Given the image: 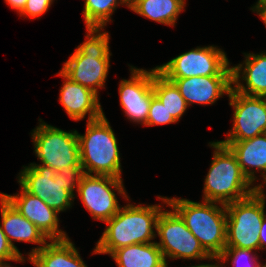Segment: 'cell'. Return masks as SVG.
I'll return each instance as SVG.
<instances>
[{"label": "cell", "instance_id": "1", "mask_svg": "<svg viewBox=\"0 0 266 267\" xmlns=\"http://www.w3.org/2000/svg\"><path fill=\"white\" fill-rule=\"evenodd\" d=\"M162 211L159 205L127 204L109 220L94 249L95 254L111 255L115 250L132 244L152 243L156 236L157 219Z\"/></svg>", "mask_w": 266, "mask_h": 267}, {"label": "cell", "instance_id": "2", "mask_svg": "<svg viewBox=\"0 0 266 267\" xmlns=\"http://www.w3.org/2000/svg\"><path fill=\"white\" fill-rule=\"evenodd\" d=\"M185 221L187 228L199 240L203 249L214 259L226 248V206L216 202H193L188 199L160 198Z\"/></svg>", "mask_w": 266, "mask_h": 267}, {"label": "cell", "instance_id": "3", "mask_svg": "<svg viewBox=\"0 0 266 267\" xmlns=\"http://www.w3.org/2000/svg\"><path fill=\"white\" fill-rule=\"evenodd\" d=\"M215 149L211 167L204 181V200L227 205L244 199L257 189H263L262 184L253 186L244 175L231 149L221 142H212Z\"/></svg>", "mask_w": 266, "mask_h": 267}, {"label": "cell", "instance_id": "4", "mask_svg": "<svg viewBox=\"0 0 266 267\" xmlns=\"http://www.w3.org/2000/svg\"><path fill=\"white\" fill-rule=\"evenodd\" d=\"M103 28L87 27L85 42L75 49L61 71L72 81L98 95L104 87L110 67L109 34Z\"/></svg>", "mask_w": 266, "mask_h": 267}, {"label": "cell", "instance_id": "5", "mask_svg": "<svg viewBox=\"0 0 266 267\" xmlns=\"http://www.w3.org/2000/svg\"><path fill=\"white\" fill-rule=\"evenodd\" d=\"M77 135L80 164L84 174L121 178L117 138L104 114L87 122L85 135L78 132Z\"/></svg>", "mask_w": 266, "mask_h": 267}, {"label": "cell", "instance_id": "6", "mask_svg": "<svg viewBox=\"0 0 266 267\" xmlns=\"http://www.w3.org/2000/svg\"><path fill=\"white\" fill-rule=\"evenodd\" d=\"M265 198L263 189H257L248 197L225 205L226 248L260 250Z\"/></svg>", "mask_w": 266, "mask_h": 267}, {"label": "cell", "instance_id": "7", "mask_svg": "<svg viewBox=\"0 0 266 267\" xmlns=\"http://www.w3.org/2000/svg\"><path fill=\"white\" fill-rule=\"evenodd\" d=\"M34 151L42 165L56 172L81 166L77 131L65 132L42 122L33 130Z\"/></svg>", "mask_w": 266, "mask_h": 267}, {"label": "cell", "instance_id": "8", "mask_svg": "<svg viewBox=\"0 0 266 267\" xmlns=\"http://www.w3.org/2000/svg\"><path fill=\"white\" fill-rule=\"evenodd\" d=\"M156 232L160 237V242H156V244L160 248L166 264L167 257L213 260L174 209L161 211L157 219Z\"/></svg>", "mask_w": 266, "mask_h": 267}, {"label": "cell", "instance_id": "9", "mask_svg": "<svg viewBox=\"0 0 266 267\" xmlns=\"http://www.w3.org/2000/svg\"><path fill=\"white\" fill-rule=\"evenodd\" d=\"M166 78L232 75L226 54L214 46L197 47L157 66Z\"/></svg>", "mask_w": 266, "mask_h": 267}, {"label": "cell", "instance_id": "10", "mask_svg": "<svg viewBox=\"0 0 266 267\" xmlns=\"http://www.w3.org/2000/svg\"><path fill=\"white\" fill-rule=\"evenodd\" d=\"M122 183V178L106 175H82L77 192L93 219L105 222L120 210L121 207L112 189L115 188L127 199L128 196Z\"/></svg>", "mask_w": 266, "mask_h": 267}, {"label": "cell", "instance_id": "11", "mask_svg": "<svg viewBox=\"0 0 266 267\" xmlns=\"http://www.w3.org/2000/svg\"><path fill=\"white\" fill-rule=\"evenodd\" d=\"M19 174L20 186L28 193L39 197L58 214L71 206L74 195L64 188L54 169L31 163Z\"/></svg>", "mask_w": 266, "mask_h": 267}, {"label": "cell", "instance_id": "12", "mask_svg": "<svg viewBox=\"0 0 266 267\" xmlns=\"http://www.w3.org/2000/svg\"><path fill=\"white\" fill-rule=\"evenodd\" d=\"M233 128L224 141H244L266 133V97L248 96L231 88Z\"/></svg>", "mask_w": 266, "mask_h": 267}, {"label": "cell", "instance_id": "13", "mask_svg": "<svg viewBox=\"0 0 266 267\" xmlns=\"http://www.w3.org/2000/svg\"><path fill=\"white\" fill-rule=\"evenodd\" d=\"M131 78L119 85L120 104L130 120L146 125L149 108L154 96L153 69L147 71L131 66Z\"/></svg>", "mask_w": 266, "mask_h": 267}, {"label": "cell", "instance_id": "14", "mask_svg": "<svg viewBox=\"0 0 266 267\" xmlns=\"http://www.w3.org/2000/svg\"><path fill=\"white\" fill-rule=\"evenodd\" d=\"M13 207L49 240L66 239L67 234L58 228V213L39 197L28 193L22 186L21 192L16 195L1 193Z\"/></svg>", "mask_w": 266, "mask_h": 267}, {"label": "cell", "instance_id": "15", "mask_svg": "<svg viewBox=\"0 0 266 267\" xmlns=\"http://www.w3.org/2000/svg\"><path fill=\"white\" fill-rule=\"evenodd\" d=\"M178 87L186 104H213L232 88V75L192 76L188 78H167Z\"/></svg>", "mask_w": 266, "mask_h": 267}, {"label": "cell", "instance_id": "16", "mask_svg": "<svg viewBox=\"0 0 266 267\" xmlns=\"http://www.w3.org/2000/svg\"><path fill=\"white\" fill-rule=\"evenodd\" d=\"M58 74L66 79L60 89L59 101L72 120H81L89 113L88 121H91L104 114L95 92L72 81L62 71Z\"/></svg>", "mask_w": 266, "mask_h": 267}, {"label": "cell", "instance_id": "17", "mask_svg": "<svg viewBox=\"0 0 266 267\" xmlns=\"http://www.w3.org/2000/svg\"><path fill=\"white\" fill-rule=\"evenodd\" d=\"M1 203V228L5 236L8 238L10 244L20 254V251L12 242L23 241L35 244H40L37 248H33L28 254L31 257L35 252L39 251L46 245V237L40 232V230L31 223L27 218L22 216L13 205L0 193Z\"/></svg>", "mask_w": 266, "mask_h": 267}, {"label": "cell", "instance_id": "18", "mask_svg": "<svg viewBox=\"0 0 266 267\" xmlns=\"http://www.w3.org/2000/svg\"><path fill=\"white\" fill-rule=\"evenodd\" d=\"M244 66L232 67V88L244 95L266 97V54H245ZM243 67V69H242ZM246 86L240 83V74Z\"/></svg>", "mask_w": 266, "mask_h": 267}, {"label": "cell", "instance_id": "19", "mask_svg": "<svg viewBox=\"0 0 266 267\" xmlns=\"http://www.w3.org/2000/svg\"><path fill=\"white\" fill-rule=\"evenodd\" d=\"M228 146L237 158L242 172L251 183L256 181L254 170H263L266 184V133L244 141H219Z\"/></svg>", "mask_w": 266, "mask_h": 267}, {"label": "cell", "instance_id": "20", "mask_svg": "<svg viewBox=\"0 0 266 267\" xmlns=\"http://www.w3.org/2000/svg\"><path fill=\"white\" fill-rule=\"evenodd\" d=\"M50 242L29 257L35 267H87L69 238Z\"/></svg>", "mask_w": 266, "mask_h": 267}, {"label": "cell", "instance_id": "21", "mask_svg": "<svg viewBox=\"0 0 266 267\" xmlns=\"http://www.w3.org/2000/svg\"><path fill=\"white\" fill-rule=\"evenodd\" d=\"M110 256L118 267H168L155 242L122 247Z\"/></svg>", "mask_w": 266, "mask_h": 267}, {"label": "cell", "instance_id": "22", "mask_svg": "<svg viewBox=\"0 0 266 267\" xmlns=\"http://www.w3.org/2000/svg\"><path fill=\"white\" fill-rule=\"evenodd\" d=\"M184 7L185 0H139L130 9L150 20L174 26Z\"/></svg>", "mask_w": 266, "mask_h": 267}, {"label": "cell", "instance_id": "23", "mask_svg": "<svg viewBox=\"0 0 266 267\" xmlns=\"http://www.w3.org/2000/svg\"><path fill=\"white\" fill-rule=\"evenodd\" d=\"M153 90L154 96L164 105L168 113L178 121L188 105L175 83L162 75L157 67L153 69Z\"/></svg>", "mask_w": 266, "mask_h": 267}, {"label": "cell", "instance_id": "24", "mask_svg": "<svg viewBox=\"0 0 266 267\" xmlns=\"http://www.w3.org/2000/svg\"><path fill=\"white\" fill-rule=\"evenodd\" d=\"M125 4L123 0H85L83 10L84 21L87 27L103 28L111 20V15L118 7Z\"/></svg>", "mask_w": 266, "mask_h": 267}, {"label": "cell", "instance_id": "25", "mask_svg": "<svg viewBox=\"0 0 266 267\" xmlns=\"http://www.w3.org/2000/svg\"><path fill=\"white\" fill-rule=\"evenodd\" d=\"M175 122L177 121L168 113L164 105L154 97L150 104L146 126L164 125Z\"/></svg>", "mask_w": 266, "mask_h": 267}, {"label": "cell", "instance_id": "26", "mask_svg": "<svg viewBox=\"0 0 266 267\" xmlns=\"http://www.w3.org/2000/svg\"><path fill=\"white\" fill-rule=\"evenodd\" d=\"M252 252H253V250H250V249L225 248L223 250V253L217 259V260H219V262L221 260L222 265L220 264V266H219V264H218L217 266L223 267V264L227 260H229V257H231V260H232L231 262H232L233 266L236 267V265L238 264V262L240 261L241 258L250 259V257H251L252 261L250 260V262H253L254 260H256V261L253 262L254 264L253 263L250 264L249 267H259L261 264L256 259V256H255L256 254L252 255L253 257L251 256ZM254 256H255V258H254Z\"/></svg>", "mask_w": 266, "mask_h": 267}, {"label": "cell", "instance_id": "27", "mask_svg": "<svg viewBox=\"0 0 266 267\" xmlns=\"http://www.w3.org/2000/svg\"><path fill=\"white\" fill-rule=\"evenodd\" d=\"M83 174L81 166L64 167L56 172V175L63 182L64 188L69 190L73 195H75L73 193L74 189L76 186L78 187Z\"/></svg>", "mask_w": 266, "mask_h": 267}, {"label": "cell", "instance_id": "28", "mask_svg": "<svg viewBox=\"0 0 266 267\" xmlns=\"http://www.w3.org/2000/svg\"><path fill=\"white\" fill-rule=\"evenodd\" d=\"M52 2L53 0H27L20 15L39 19V16L48 11Z\"/></svg>", "mask_w": 266, "mask_h": 267}, {"label": "cell", "instance_id": "29", "mask_svg": "<svg viewBox=\"0 0 266 267\" xmlns=\"http://www.w3.org/2000/svg\"><path fill=\"white\" fill-rule=\"evenodd\" d=\"M7 260L23 262L25 258L10 244L0 225V261Z\"/></svg>", "mask_w": 266, "mask_h": 267}, {"label": "cell", "instance_id": "30", "mask_svg": "<svg viewBox=\"0 0 266 267\" xmlns=\"http://www.w3.org/2000/svg\"><path fill=\"white\" fill-rule=\"evenodd\" d=\"M27 0H5L11 8L15 9L19 12V14L23 11Z\"/></svg>", "mask_w": 266, "mask_h": 267}, {"label": "cell", "instance_id": "31", "mask_svg": "<svg viewBox=\"0 0 266 267\" xmlns=\"http://www.w3.org/2000/svg\"><path fill=\"white\" fill-rule=\"evenodd\" d=\"M260 250L265 249L266 245V214L264 213V218L262 220V226L260 229Z\"/></svg>", "mask_w": 266, "mask_h": 267}, {"label": "cell", "instance_id": "32", "mask_svg": "<svg viewBox=\"0 0 266 267\" xmlns=\"http://www.w3.org/2000/svg\"><path fill=\"white\" fill-rule=\"evenodd\" d=\"M254 12L258 13L264 24L266 25V8H253Z\"/></svg>", "mask_w": 266, "mask_h": 267}, {"label": "cell", "instance_id": "33", "mask_svg": "<svg viewBox=\"0 0 266 267\" xmlns=\"http://www.w3.org/2000/svg\"><path fill=\"white\" fill-rule=\"evenodd\" d=\"M252 8H266V0H258L257 4Z\"/></svg>", "mask_w": 266, "mask_h": 267}, {"label": "cell", "instance_id": "34", "mask_svg": "<svg viewBox=\"0 0 266 267\" xmlns=\"http://www.w3.org/2000/svg\"><path fill=\"white\" fill-rule=\"evenodd\" d=\"M123 1L127 5V7L130 8L132 5H134L139 0H123Z\"/></svg>", "mask_w": 266, "mask_h": 267}, {"label": "cell", "instance_id": "35", "mask_svg": "<svg viewBox=\"0 0 266 267\" xmlns=\"http://www.w3.org/2000/svg\"><path fill=\"white\" fill-rule=\"evenodd\" d=\"M0 267H11L10 263H6L5 261H0Z\"/></svg>", "mask_w": 266, "mask_h": 267}, {"label": "cell", "instance_id": "36", "mask_svg": "<svg viewBox=\"0 0 266 267\" xmlns=\"http://www.w3.org/2000/svg\"><path fill=\"white\" fill-rule=\"evenodd\" d=\"M213 265H215V264H200V265H194V266H191V267H198V266H200V267H211V266H213Z\"/></svg>", "mask_w": 266, "mask_h": 267}]
</instances>
